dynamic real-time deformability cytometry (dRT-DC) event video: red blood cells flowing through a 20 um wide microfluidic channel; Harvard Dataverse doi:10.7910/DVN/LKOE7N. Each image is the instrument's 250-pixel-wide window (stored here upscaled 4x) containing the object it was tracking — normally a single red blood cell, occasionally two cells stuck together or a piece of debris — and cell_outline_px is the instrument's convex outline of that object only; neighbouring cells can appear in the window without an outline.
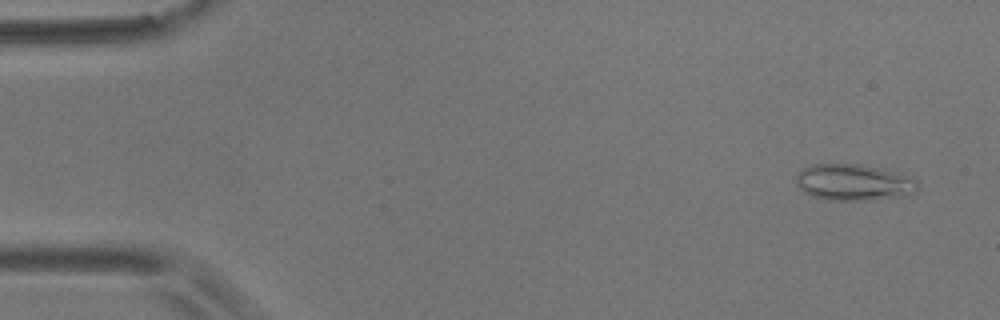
{"species": "common noctule bat (a hibernating species)", "species_latin": "Nyctalus noctula", "temperature_condition": "room temperature", "stored_images_in_passage": 55, "camera_frame_rate_fps": 3000, "um_per_image_px": 0.085, "animal": {"sex": "male", "body_mass_g": 17.9}, "frame": {"image": 1, "passage_image": 3, "time_ms": 0.667, "image_size_px": [1000, 320], "cell_outline_px": [[916, 192], [904, 196], [868, 200], [828, 200], [812, 196], [804, 192], [800, 188], [796, 180], [796, 172], [800, 168], [812, 164], [856, 164], [876, 168], [912, 176], [916, 180]], "centroid_in_image_um": [72.52, 15.5], "position_along_channel_um": 12.5, "area_um2": 25.72}}
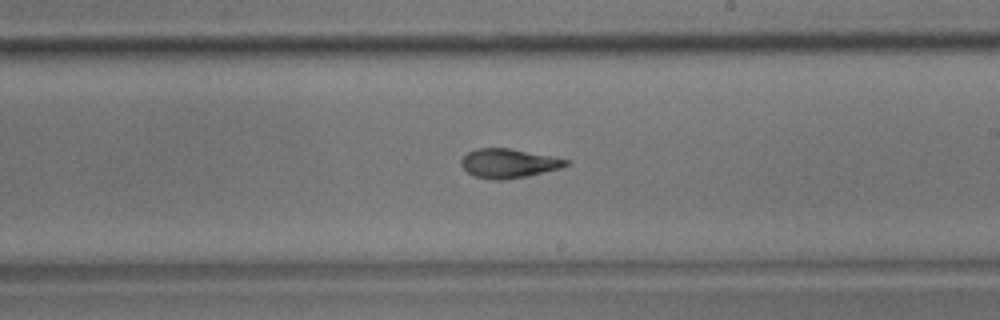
{"frame": {"image": 2, "passage_image": 32, "time_ms": 10.333, "image_size_px": [1000, 320], "cell_outline_px": [[572, 164], [560, 168], [528, 176], [504, 180], [496, 180], [476, 176], [468, 172], [460, 164], [460, 160], [468, 152], [480, 148], [508, 148], [552, 156], [568, 160]], "centroid_in_image_um": [43.25, 13.88], "position_along_channel_um": 245.7, "area_um2": 17.69}}
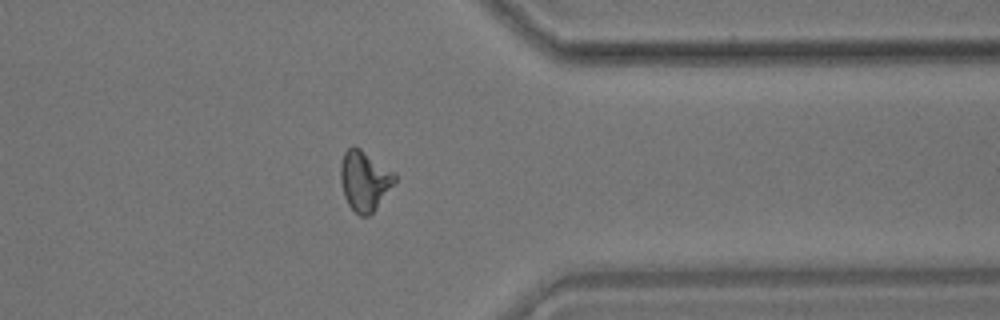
{"frame": {"image": 3, "passage_image": 44, "time_ms": 14.333, "image_size_px": [1000, 320], "cell_outline_px": [[396, 180], [376, 208], [368, 216], [360, 216], [348, 204], [344, 196], [340, 180], [340, 164], [344, 152], [352, 144], [360, 148], [396, 172]], "centroid_in_image_um": [30.97, 15.32], "position_along_channel_um": 380.4, "area_um2": 19.02}, "authors_computed_cell_mechanics": {"area_um2": 18.3804, "velocity_mm_per_s": 3.577, "shape_relaxation_time_tau1_ms": 7.3273, "shape_relaxation_time_tau2_ms": 1.8335, "deformation_change_tau1": 0.1997, "deformation_change_tau2": 0.0962}}